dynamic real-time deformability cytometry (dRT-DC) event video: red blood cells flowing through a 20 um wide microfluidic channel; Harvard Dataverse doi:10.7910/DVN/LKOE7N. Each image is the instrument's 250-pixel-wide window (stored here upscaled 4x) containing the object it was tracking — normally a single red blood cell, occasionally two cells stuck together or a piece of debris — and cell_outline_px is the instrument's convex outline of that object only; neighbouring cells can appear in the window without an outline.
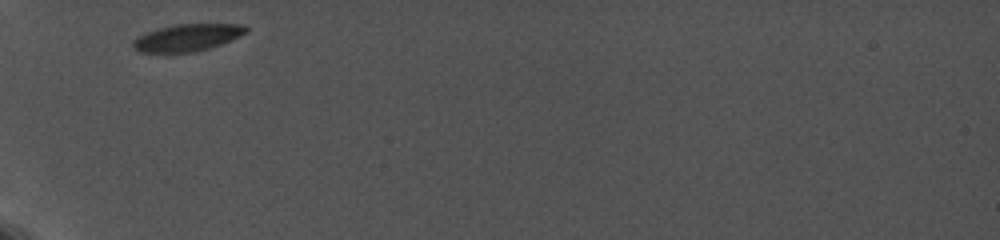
{"species": "common noctule bat (a hibernating species)", "species_latin": "Nyctalus noctula", "temperature_condition": "cold", "stored_images_in_passage": 37, "camera_frame_rate_fps": 5000, "um_per_image_px": 0.085, "animal": {"sex": "female", "body_mass_g": 19.0, "forearm_length_mm": 56.7}, "frame": {"image": 1, "passage_image": 1, "time_ms": 0.0, "image_size_px": [1000, 240], "cell_outline_px": [[248, 32], [240, 36], [220, 44], [196, 52], [140, 52], [132, 48], [132, 40], [136, 36], [156, 28], [172, 24], [244, 24], [248, 28]], "centroid_in_image_um": [15.88, 3.18], "position_along_channel_um": 69.1, "area_um2": 18.03}}
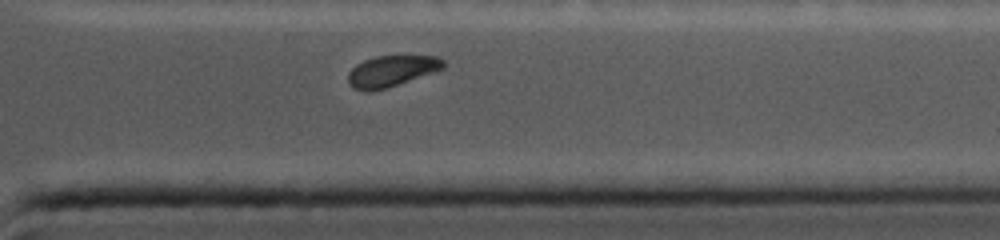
{"frame": {"image": 2, "passage_image": 29, "time_ms": 8.6, "image_size_px": [1000, 240], "cell_outline_px": [[444, 68], [388, 88], [368, 92], [364, 92], [352, 88], [348, 84], [348, 72], [356, 64], [364, 60], [376, 56], [440, 56], [444, 60]], "centroid_in_image_um": [33.24, 6.05], "position_along_channel_um": 378.2, "area_um2": 17.4}}
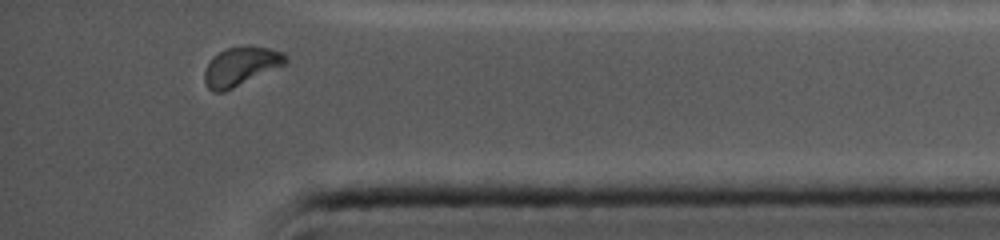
{"frame": {"image": 3, "passage_image": 33, "time_ms": 9.6, "image_size_px": [1000, 240], "cell_outline_px": [[288, 60], [284, 64], [224, 92], [212, 92], [208, 88], [204, 80], [204, 72], [212, 56], [228, 48], [248, 44], [252, 44], [284, 52], [288, 56]], "centroid_in_image_um": [20.46, 5.61], "position_along_channel_um": 414.7, "area_um2": 18.32}}